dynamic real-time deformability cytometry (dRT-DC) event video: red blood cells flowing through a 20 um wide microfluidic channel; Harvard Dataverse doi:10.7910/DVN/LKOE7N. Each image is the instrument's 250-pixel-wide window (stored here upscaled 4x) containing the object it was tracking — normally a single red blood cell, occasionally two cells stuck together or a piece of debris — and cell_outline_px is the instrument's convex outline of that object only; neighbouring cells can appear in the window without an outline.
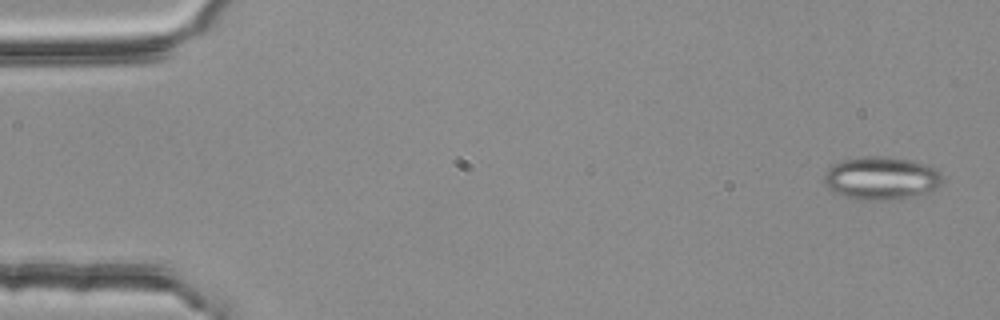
{"species": "common noctule bat (a hibernating species)", "species_latin": "Nyctalus noctula", "temperature_condition": "room temperature", "stored_images_in_passage": 4, "segment_of_instrument_passage": [2, 2], "camera_frame_rate_fps": 3000, "um_per_image_px": 0.085, "animal": {"sex": "female", "body_mass_g": 25.1}, "frame": {"image": 1, "passage_image": 4, "time_ms": 1.0, "image_size_px": [1000, 320], "cell_outline_px": [[944, 180], [936, 188], [900, 200], [856, 200], [832, 192], [824, 184], [824, 176], [828, 168], [832, 164], [844, 160], [860, 156], [888, 156], [928, 164], [940, 172]], "centroid_in_image_um": [74.88, 15.15], "position_along_channel_um": 10.1, "area_um2": 30.0}}